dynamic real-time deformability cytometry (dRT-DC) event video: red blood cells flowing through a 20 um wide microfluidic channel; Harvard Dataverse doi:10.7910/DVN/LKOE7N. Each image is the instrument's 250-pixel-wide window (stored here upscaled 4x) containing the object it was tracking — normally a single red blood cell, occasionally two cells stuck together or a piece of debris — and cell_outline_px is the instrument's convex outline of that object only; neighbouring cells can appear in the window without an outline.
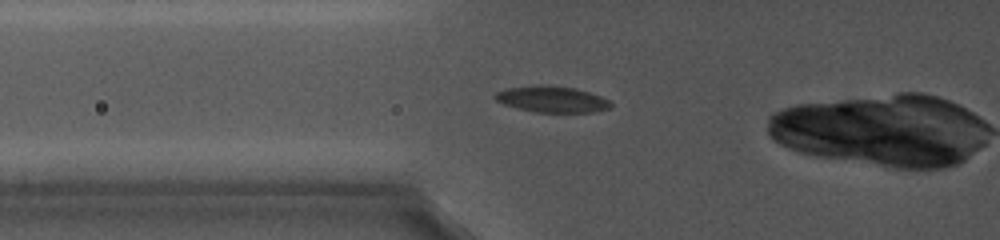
{"species": "common noctule bat (a hibernating species)", "species_latin": "Nyctalus noctula", "temperature_condition": "cold", "stored_images_in_passage": 11, "camera_frame_rate_fps": 5000, "um_per_image_px": 0.085, "animal": {"sex": "female", "body_mass_g": 19.0, "forearm_length_mm": 56.7}, "frame": {"image": 1, "passage_image": 2, "time_ms": 1.0, "image_size_px": [1000, 240], "cell_outline_px": [[612, 108], [592, 112], [536, 112], [504, 104], [496, 100], [492, 96], [496, 92], [504, 88], [540, 84], [548, 84], [576, 88], [600, 96], [608, 100], [612, 104]], "centroid_in_image_um": [46.9, 8.41], "position_along_channel_um": 78.9, "area_um2": 17.8}}
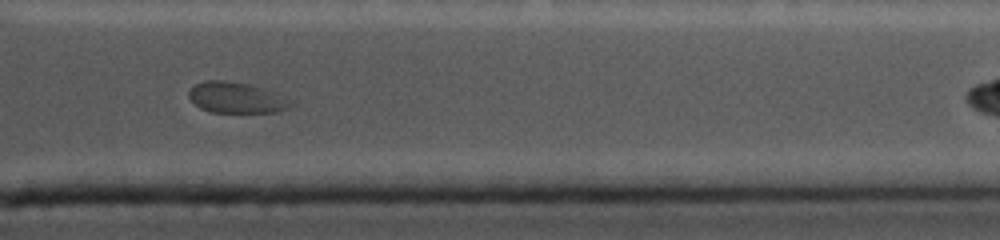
{"frame": {"image": 2, "passage_image": 10, "time_ms": 9.4, "image_size_px": [1000, 240], "cell_outline_px": [[296, 100], [288, 108], [276, 112], [212, 112], [200, 108], [188, 96], [188, 92], [196, 84], [204, 80], [224, 80], [248, 84], [264, 88]], "centroid_in_image_um": [20.14, 8.3], "position_along_channel_um": 391.3, "area_um2": 18.44}}
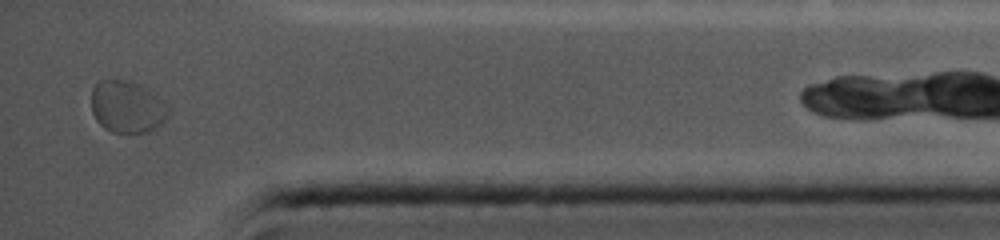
{"frame": {"image": 3, "passage_image": 11, "time_ms": 10.4, "image_size_px": [1000, 240], "cell_outline_px": [[168, 116], [156, 128], [148, 132], [112, 132], [104, 128], [96, 120], [92, 112], [92, 88], [100, 80], [128, 80], [140, 84], [164, 104], [168, 108]], "centroid_in_image_um": [10.76, 9.09], "position_along_channel_um": 424.4, "area_um2": 22.95}, "authors_computed_cell_mechanics": {"area_um2": 18.4382, "velocity_mm_per_s": 3.7487, "shape_relaxation_time_tau1_ms": null, "shape_relaxation_time_tau2_ms": 1.4148, "deformation_change_tau1": null, "deformation_change_tau2": 0.0412}}